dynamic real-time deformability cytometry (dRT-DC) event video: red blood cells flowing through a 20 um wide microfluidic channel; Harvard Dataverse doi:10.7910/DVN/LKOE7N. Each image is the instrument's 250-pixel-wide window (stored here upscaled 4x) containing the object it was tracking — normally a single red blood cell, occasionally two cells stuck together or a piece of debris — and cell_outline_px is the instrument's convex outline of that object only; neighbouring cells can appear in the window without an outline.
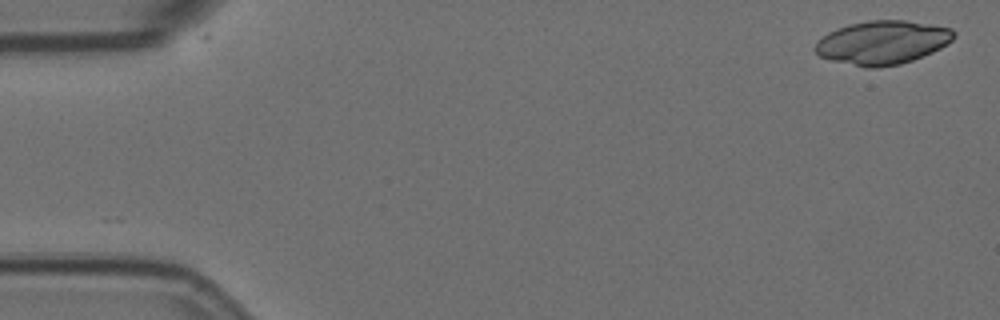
{"species": "Egyptian fruit bat (a non-hibernating species)", "species_latin": "Rousettus aegyptiacus", "temperature_condition": "room temperature", "stored_images_in_passage": 2, "camera_frame_rate_fps": 3000, "um_per_image_px": 0.085, "animal": {"sex": "female"}, "frame": {"image": 1, "passage_image": 2, "time_ms": 0.333, "image_size_px": [1000, 320], "cell_outline_px": [[956, 36], [948, 44], [932, 52], [912, 60], [900, 64], [880, 68], [864, 68], [832, 60], [820, 56], [812, 48], [828, 32], [836, 28], [848, 24], [868, 20], [904, 20], [932, 24], [952, 28], [956, 32]], "centroid_in_image_um": [75.03, 3.61], "position_along_channel_um": 10.0, "area_um2": 35.49}}